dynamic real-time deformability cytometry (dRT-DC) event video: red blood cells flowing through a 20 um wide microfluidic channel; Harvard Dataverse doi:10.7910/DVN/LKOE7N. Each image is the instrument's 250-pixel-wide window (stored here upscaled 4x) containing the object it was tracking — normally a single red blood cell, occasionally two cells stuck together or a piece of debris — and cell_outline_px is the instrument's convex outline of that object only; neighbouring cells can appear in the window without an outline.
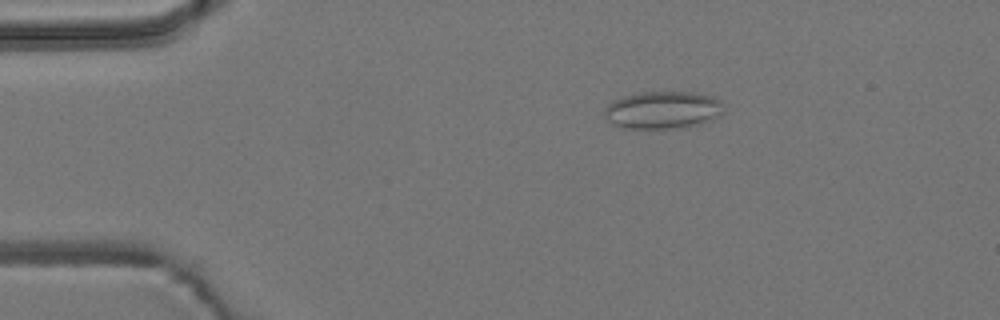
{"species": "common noctule bat (a hibernating species)", "species_latin": "Nyctalus noctula", "temperature_condition": "room temperature", "stored_images_in_passage": 54, "camera_frame_rate_fps": 3000, "um_per_image_px": 0.085, "animal": {"sex": "male", "body_mass_g": 19.2, "forearm_length_mm": 51.8}, "frame": {"image": 1, "passage_image": 9, "time_ms": 2.667, "image_size_px": [1000, 320], "cell_outline_px": [[720, 112], [712, 120], [684, 128], [624, 128], [612, 124], [604, 116], [604, 108], [612, 100], [624, 96], [644, 92], [696, 92], [712, 96], [720, 100]], "centroid_in_image_um": [56.28, 9.35], "position_along_channel_um": 28.7, "area_um2": 25.95}}
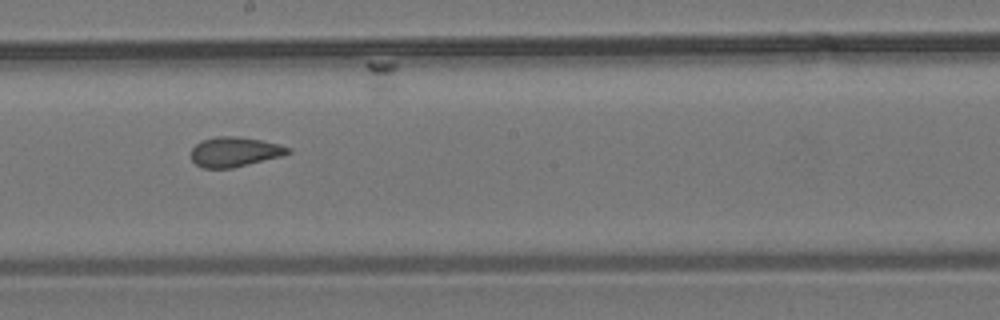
{"frame": {"image": 2, "passage_image": 29, "time_ms": 9.333, "image_size_px": [1000, 320], "cell_outline_px": [[292, 152], [280, 156], [232, 168], [204, 168], [196, 164], [192, 160], [192, 148], [196, 144], [204, 140], [216, 136], [240, 136], [280, 144], [292, 148]], "centroid_in_image_um": [19.97, 12.9], "position_along_channel_um": 228.2, "area_um2": 16.7}}
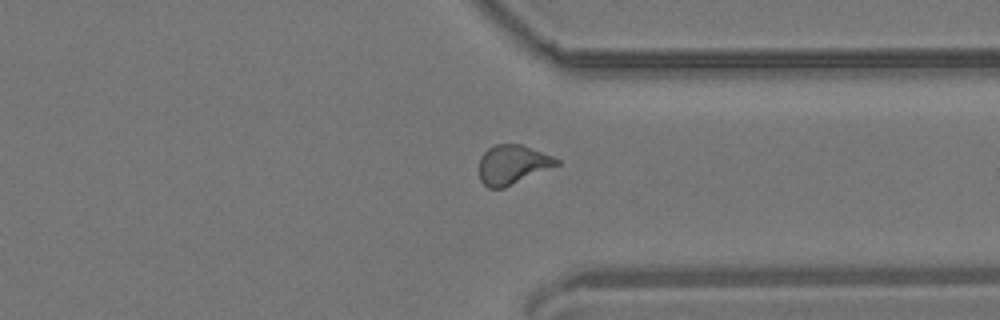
{"frame": {"image": 3, "passage_image": 40, "time_ms": 13.0, "image_size_px": [1000, 320], "cell_outline_px": [[560, 164], [504, 188], [488, 188], [480, 180], [480, 156], [488, 148], [496, 144], [520, 144], [552, 156], [560, 160]], "centroid_in_image_um": [43.55, 13.99], "position_along_channel_um": 367.8, "area_um2": 17.57}}